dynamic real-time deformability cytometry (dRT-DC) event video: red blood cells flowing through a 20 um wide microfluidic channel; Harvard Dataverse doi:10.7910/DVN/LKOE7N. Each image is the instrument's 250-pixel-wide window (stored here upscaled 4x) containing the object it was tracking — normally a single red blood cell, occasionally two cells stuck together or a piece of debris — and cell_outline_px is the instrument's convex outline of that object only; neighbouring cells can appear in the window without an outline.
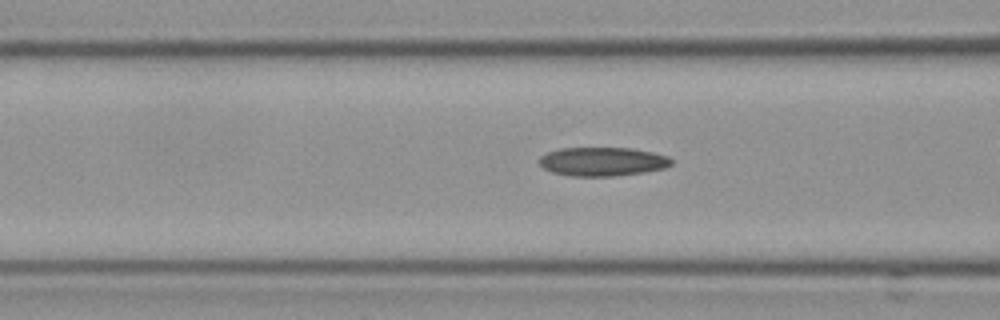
{"species": "Egyptian fruit bat (a non-hibernating species)", "species_latin": "Rousettus aegyptiacus", "temperature_condition": "cold", "stored_images_in_passage": 43, "camera_frame_rate_fps": 3000, "um_per_image_px": 0.085, "frame": {"image": 1, "passage_image": 20, "time_ms": 6.333, "image_size_px": [1000, 320], "cell_outline_px": [[672, 164], [664, 168], [644, 172], [612, 176], [572, 176], [552, 172], [544, 168], [540, 164], [540, 156], [548, 152], [560, 148], [632, 148], [652, 152], [668, 156], [672, 160]], "centroid_in_image_um": [51.22, 13.73], "position_along_channel_um": 115.4, "area_um2": 22.08}}
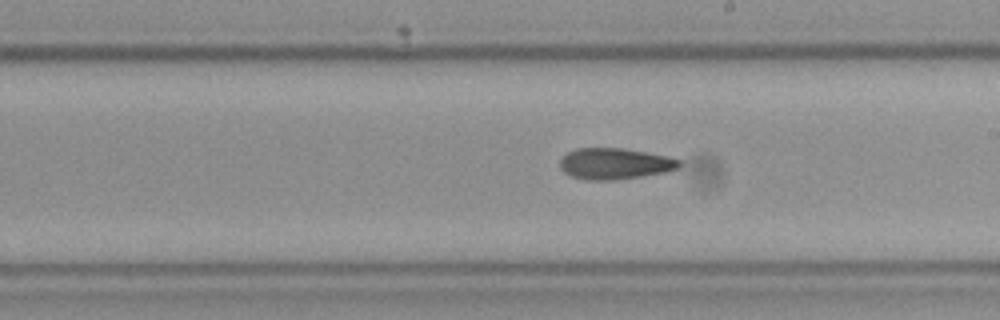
{"frame": {"image": 2, "passage_image": 30, "time_ms": 9.667, "image_size_px": [1000, 320], "cell_outline_px": [[680, 168], [668, 172], [616, 180], [588, 180], [572, 176], [564, 172], [560, 168], [560, 160], [568, 152], [576, 148], [624, 148], [668, 156], [680, 160]], "centroid_in_image_um": [52.29, 13.91], "position_along_channel_um": 236.7, "area_um2": 21.79}}
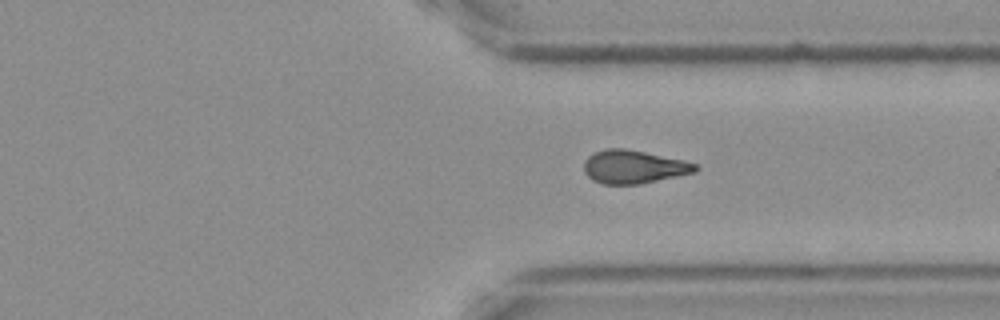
{"frame": {"image": 3, "passage_image": 40, "time_ms": 13.0, "image_size_px": [1000, 320], "cell_outline_px": [[700, 168], [696, 172], [640, 184], [604, 184], [592, 180], [584, 172], [584, 160], [588, 156], [604, 148], [624, 148], [684, 160], [696, 164]], "centroid_in_image_um": [53.86, 14.18], "position_along_channel_um": 357.5, "area_um2": 21.62}}